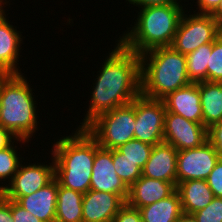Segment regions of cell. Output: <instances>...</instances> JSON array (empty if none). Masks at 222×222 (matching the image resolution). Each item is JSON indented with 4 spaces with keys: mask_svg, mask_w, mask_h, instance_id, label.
I'll return each mask as SVG.
<instances>
[{
    "mask_svg": "<svg viewBox=\"0 0 222 222\" xmlns=\"http://www.w3.org/2000/svg\"><path fill=\"white\" fill-rule=\"evenodd\" d=\"M116 42L97 71L99 74L94 75L90 105L77 128H85L97 116L131 103L141 94L140 56Z\"/></svg>",
    "mask_w": 222,
    "mask_h": 222,
    "instance_id": "obj_1",
    "label": "cell"
},
{
    "mask_svg": "<svg viewBox=\"0 0 222 222\" xmlns=\"http://www.w3.org/2000/svg\"><path fill=\"white\" fill-rule=\"evenodd\" d=\"M61 137L51 148L55 179L61 186L84 194L90 190L95 139L85 128H77L69 136Z\"/></svg>",
    "mask_w": 222,
    "mask_h": 222,
    "instance_id": "obj_2",
    "label": "cell"
},
{
    "mask_svg": "<svg viewBox=\"0 0 222 222\" xmlns=\"http://www.w3.org/2000/svg\"><path fill=\"white\" fill-rule=\"evenodd\" d=\"M183 7L185 6L157 5L139 8L134 25L117 40L138 55L157 47L171 46L185 12Z\"/></svg>",
    "mask_w": 222,
    "mask_h": 222,
    "instance_id": "obj_3",
    "label": "cell"
},
{
    "mask_svg": "<svg viewBox=\"0 0 222 222\" xmlns=\"http://www.w3.org/2000/svg\"><path fill=\"white\" fill-rule=\"evenodd\" d=\"M139 56L142 96L162 100L192 83L187 74L186 55L172 46L157 47Z\"/></svg>",
    "mask_w": 222,
    "mask_h": 222,
    "instance_id": "obj_4",
    "label": "cell"
},
{
    "mask_svg": "<svg viewBox=\"0 0 222 222\" xmlns=\"http://www.w3.org/2000/svg\"><path fill=\"white\" fill-rule=\"evenodd\" d=\"M23 75H0V126L17 138L31 141L39 128V116L33 86Z\"/></svg>",
    "mask_w": 222,
    "mask_h": 222,
    "instance_id": "obj_5",
    "label": "cell"
},
{
    "mask_svg": "<svg viewBox=\"0 0 222 222\" xmlns=\"http://www.w3.org/2000/svg\"><path fill=\"white\" fill-rule=\"evenodd\" d=\"M135 106L128 103L97 116L85 130L106 149H117L134 139Z\"/></svg>",
    "mask_w": 222,
    "mask_h": 222,
    "instance_id": "obj_6",
    "label": "cell"
},
{
    "mask_svg": "<svg viewBox=\"0 0 222 222\" xmlns=\"http://www.w3.org/2000/svg\"><path fill=\"white\" fill-rule=\"evenodd\" d=\"M183 13L175 34L172 47L187 55L199 46L213 43L220 35L219 25L211 15Z\"/></svg>",
    "mask_w": 222,
    "mask_h": 222,
    "instance_id": "obj_7",
    "label": "cell"
},
{
    "mask_svg": "<svg viewBox=\"0 0 222 222\" xmlns=\"http://www.w3.org/2000/svg\"><path fill=\"white\" fill-rule=\"evenodd\" d=\"M131 103L135 106L134 139L153 146L164 142L166 107L163 100L140 94Z\"/></svg>",
    "mask_w": 222,
    "mask_h": 222,
    "instance_id": "obj_8",
    "label": "cell"
},
{
    "mask_svg": "<svg viewBox=\"0 0 222 222\" xmlns=\"http://www.w3.org/2000/svg\"><path fill=\"white\" fill-rule=\"evenodd\" d=\"M51 163H20L17 173L8 185L0 184V193L7 199L16 201L19 197L30 195L47 186L55 179L54 158Z\"/></svg>",
    "mask_w": 222,
    "mask_h": 222,
    "instance_id": "obj_9",
    "label": "cell"
},
{
    "mask_svg": "<svg viewBox=\"0 0 222 222\" xmlns=\"http://www.w3.org/2000/svg\"><path fill=\"white\" fill-rule=\"evenodd\" d=\"M219 158L215 147L208 140L199 147L178 151L177 183L206 180Z\"/></svg>",
    "mask_w": 222,
    "mask_h": 222,
    "instance_id": "obj_10",
    "label": "cell"
},
{
    "mask_svg": "<svg viewBox=\"0 0 222 222\" xmlns=\"http://www.w3.org/2000/svg\"><path fill=\"white\" fill-rule=\"evenodd\" d=\"M208 129L203 123H196L184 117L167 112L164 121V142L178 151L193 149L208 140Z\"/></svg>",
    "mask_w": 222,
    "mask_h": 222,
    "instance_id": "obj_11",
    "label": "cell"
},
{
    "mask_svg": "<svg viewBox=\"0 0 222 222\" xmlns=\"http://www.w3.org/2000/svg\"><path fill=\"white\" fill-rule=\"evenodd\" d=\"M90 190L118 194L125 202L129 194V188L115 171L112 149L100 147L96 140Z\"/></svg>",
    "mask_w": 222,
    "mask_h": 222,
    "instance_id": "obj_12",
    "label": "cell"
},
{
    "mask_svg": "<svg viewBox=\"0 0 222 222\" xmlns=\"http://www.w3.org/2000/svg\"><path fill=\"white\" fill-rule=\"evenodd\" d=\"M5 12L6 9L0 10V75L22 74L18 66L19 56H22L20 55L22 32L10 24Z\"/></svg>",
    "mask_w": 222,
    "mask_h": 222,
    "instance_id": "obj_13",
    "label": "cell"
},
{
    "mask_svg": "<svg viewBox=\"0 0 222 222\" xmlns=\"http://www.w3.org/2000/svg\"><path fill=\"white\" fill-rule=\"evenodd\" d=\"M125 203L118 194L88 190L83 194V222H112Z\"/></svg>",
    "mask_w": 222,
    "mask_h": 222,
    "instance_id": "obj_14",
    "label": "cell"
},
{
    "mask_svg": "<svg viewBox=\"0 0 222 222\" xmlns=\"http://www.w3.org/2000/svg\"><path fill=\"white\" fill-rule=\"evenodd\" d=\"M178 150L166 142L153 146L149 159L142 168V176L167 182H177Z\"/></svg>",
    "mask_w": 222,
    "mask_h": 222,
    "instance_id": "obj_15",
    "label": "cell"
},
{
    "mask_svg": "<svg viewBox=\"0 0 222 222\" xmlns=\"http://www.w3.org/2000/svg\"><path fill=\"white\" fill-rule=\"evenodd\" d=\"M162 100L167 112L180 115L192 122L203 123L199 82L190 83L187 86L179 88L169 93Z\"/></svg>",
    "mask_w": 222,
    "mask_h": 222,
    "instance_id": "obj_16",
    "label": "cell"
},
{
    "mask_svg": "<svg viewBox=\"0 0 222 222\" xmlns=\"http://www.w3.org/2000/svg\"><path fill=\"white\" fill-rule=\"evenodd\" d=\"M177 182H167L141 176L129 187L126 203L133 208H141L158 202L176 191Z\"/></svg>",
    "mask_w": 222,
    "mask_h": 222,
    "instance_id": "obj_17",
    "label": "cell"
},
{
    "mask_svg": "<svg viewBox=\"0 0 222 222\" xmlns=\"http://www.w3.org/2000/svg\"><path fill=\"white\" fill-rule=\"evenodd\" d=\"M58 181L54 179L36 192L19 197L16 202L42 222H55Z\"/></svg>",
    "mask_w": 222,
    "mask_h": 222,
    "instance_id": "obj_18",
    "label": "cell"
},
{
    "mask_svg": "<svg viewBox=\"0 0 222 222\" xmlns=\"http://www.w3.org/2000/svg\"><path fill=\"white\" fill-rule=\"evenodd\" d=\"M182 212L193 214L205 208L213 200L214 193L206 180H187L176 185Z\"/></svg>",
    "mask_w": 222,
    "mask_h": 222,
    "instance_id": "obj_19",
    "label": "cell"
},
{
    "mask_svg": "<svg viewBox=\"0 0 222 222\" xmlns=\"http://www.w3.org/2000/svg\"><path fill=\"white\" fill-rule=\"evenodd\" d=\"M203 125L208 129L222 121V82H199Z\"/></svg>",
    "mask_w": 222,
    "mask_h": 222,
    "instance_id": "obj_20",
    "label": "cell"
},
{
    "mask_svg": "<svg viewBox=\"0 0 222 222\" xmlns=\"http://www.w3.org/2000/svg\"><path fill=\"white\" fill-rule=\"evenodd\" d=\"M139 210L143 222H176L183 213L177 191L169 197L141 207Z\"/></svg>",
    "mask_w": 222,
    "mask_h": 222,
    "instance_id": "obj_21",
    "label": "cell"
},
{
    "mask_svg": "<svg viewBox=\"0 0 222 222\" xmlns=\"http://www.w3.org/2000/svg\"><path fill=\"white\" fill-rule=\"evenodd\" d=\"M83 194L58 183L55 222H83Z\"/></svg>",
    "mask_w": 222,
    "mask_h": 222,
    "instance_id": "obj_22",
    "label": "cell"
},
{
    "mask_svg": "<svg viewBox=\"0 0 222 222\" xmlns=\"http://www.w3.org/2000/svg\"><path fill=\"white\" fill-rule=\"evenodd\" d=\"M211 52L212 43H207L186 55L187 74L192 83L207 81V65Z\"/></svg>",
    "mask_w": 222,
    "mask_h": 222,
    "instance_id": "obj_23",
    "label": "cell"
},
{
    "mask_svg": "<svg viewBox=\"0 0 222 222\" xmlns=\"http://www.w3.org/2000/svg\"><path fill=\"white\" fill-rule=\"evenodd\" d=\"M112 160L117 175L128 188L142 176V169L136 162L126 158L117 149H112Z\"/></svg>",
    "mask_w": 222,
    "mask_h": 222,
    "instance_id": "obj_24",
    "label": "cell"
},
{
    "mask_svg": "<svg viewBox=\"0 0 222 222\" xmlns=\"http://www.w3.org/2000/svg\"><path fill=\"white\" fill-rule=\"evenodd\" d=\"M16 143L14 145V142L4 149L0 150V183L6 184L12 180L14 175L17 173L18 167L22 161V158L24 160V157L17 154ZM21 156V158L19 157ZM8 179L7 183L6 180ZM3 181V182H2Z\"/></svg>",
    "mask_w": 222,
    "mask_h": 222,
    "instance_id": "obj_25",
    "label": "cell"
},
{
    "mask_svg": "<svg viewBox=\"0 0 222 222\" xmlns=\"http://www.w3.org/2000/svg\"><path fill=\"white\" fill-rule=\"evenodd\" d=\"M153 145L132 139L127 143L120 145L117 150L124 154L126 158L136 162L142 169L149 159Z\"/></svg>",
    "mask_w": 222,
    "mask_h": 222,
    "instance_id": "obj_26",
    "label": "cell"
},
{
    "mask_svg": "<svg viewBox=\"0 0 222 222\" xmlns=\"http://www.w3.org/2000/svg\"><path fill=\"white\" fill-rule=\"evenodd\" d=\"M207 81L222 82V36L219 35L212 43L207 65Z\"/></svg>",
    "mask_w": 222,
    "mask_h": 222,
    "instance_id": "obj_27",
    "label": "cell"
},
{
    "mask_svg": "<svg viewBox=\"0 0 222 222\" xmlns=\"http://www.w3.org/2000/svg\"><path fill=\"white\" fill-rule=\"evenodd\" d=\"M197 222H222V198L214 197L205 208L193 213Z\"/></svg>",
    "mask_w": 222,
    "mask_h": 222,
    "instance_id": "obj_28",
    "label": "cell"
},
{
    "mask_svg": "<svg viewBox=\"0 0 222 222\" xmlns=\"http://www.w3.org/2000/svg\"><path fill=\"white\" fill-rule=\"evenodd\" d=\"M206 181L214 196L222 198V158H219Z\"/></svg>",
    "mask_w": 222,
    "mask_h": 222,
    "instance_id": "obj_29",
    "label": "cell"
},
{
    "mask_svg": "<svg viewBox=\"0 0 222 222\" xmlns=\"http://www.w3.org/2000/svg\"><path fill=\"white\" fill-rule=\"evenodd\" d=\"M112 222H143L140 210L125 203L117 212Z\"/></svg>",
    "mask_w": 222,
    "mask_h": 222,
    "instance_id": "obj_30",
    "label": "cell"
},
{
    "mask_svg": "<svg viewBox=\"0 0 222 222\" xmlns=\"http://www.w3.org/2000/svg\"><path fill=\"white\" fill-rule=\"evenodd\" d=\"M11 214L13 222H42L39 218L13 200H11Z\"/></svg>",
    "mask_w": 222,
    "mask_h": 222,
    "instance_id": "obj_31",
    "label": "cell"
},
{
    "mask_svg": "<svg viewBox=\"0 0 222 222\" xmlns=\"http://www.w3.org/2000/svg\"><path fill=\"white\" fill-rule=\"evenodd\" d=\"M208 141L215 147L219 157L222 158V121L208 128Z\"/></svg>",
    "mask_w": 222,
    "mask_h": 222,
    "instance_id": "obj_32",
    "label": "cell"
},
{
    "mask_svg": "<svg viewBox=\"0 0 222 222\" xmlns=\"http://www.w3.org/2000/svg\"><path fill=\"white\" fill-rule=\"evenodd\" d=\"M20 142L25 144L26 142L29 143L28 140L17 138L10 130L3 128L0 126V150L6 147H9L13 142Z\"/></svg>",
    "mask_w": 222,
    "mask_h": 222,
    "instance_id": "obj_33",
    "label": "cell"
},
{
    "mask_svg": "<svg viewBox=\"0 0 222 222\" xmlns=\"http://www.w3.org/2000/svg\"><path fill=\"white\" fill-rule=\"evenodd\" d=\"M129 4L138 6V8H144L148 6H157V5H181L182 0H126Z\"/></svg>",
    "mask_w": 222,
    "mask_h": 222,
    "instance_id": "obj_34",
    "label": "cell"
},
{
    "mask_svg": "<svg viewBox=\"0 0 222 222\" xmlns=\"http://www.w3.org/2000/svg\"><path fill=\"white\" fill-rule=\"evenodd\" d=\"M197 10L193 13L210 15L221 0H196ZM197 11V12H196Z\"/></svg>",
    "mask_w": 222,
    "mask_h": 222,
    "instance_id": "obj_35",
    "label": "cell"
},
{
    "mask_svg": "<svg viewBox=\"0 0 222 222\" xmlns=\"http://www.w3.org/2000/svg\"><path fill=\"white\" fill-rule=\"evenodd\" d=\"M0 222H13L11 214V199L5 198L0 193Z\"/></svg>",
    "mask_w": 222,
    "mask_h": 222,
    "instance_id": "obj_36",
    "label": "cell"
},
{
    "mask_svg": "<svg viewBox=\"0 0 222 222\" xmlns=\"http://www.w3.org/2000/svg\"><path fill=\"white\" fill-rule=\"evenodd\" d=\"M210 15L216 20L219 26L222 24V0Z\"/></svg>",
    "mask_w": 222,
    "mask_h": 222,
    "instance_id": "obj_37",
    "label": "cell"
},
{
    "mask_svg": "<svg viewBox=\"0 0 222 222\" xmlns=\"http://www.w3.org/2000/svg\"><path fill=\"white\" fill-rule=\"evenodd\" d=\"M176 222H197L193 214L182 213Z\"/></svg>",
    "mask_w": 222,
    "mask_h": 222,
    "instance_id": "obj_38",
    "label": "cell"
},
{
    "mask_svg": "<svg viewBox=\"0 0 222 222\" xmlns=\"http://www.w3.org/2000/svg\"><path fill=\"white\" fill-rule=\"evenodd\" d=\"M8 0H0V10H4V8L8 5ZM7 4V5H6ZM3 5V6H2ZM5 5V6H4Z\"/></svg>",
    "mask_w": 222,
    "mask_h": 222,
    "instance_id": "obj_39",
    "label": "cell"
},
{
    "mask_svg": "<svg viewBox=\"0 0 222 222\" xmlns=\"http://www.w3.org/2000/svg\"><path fill=\"white\" fill-rule=\"evenodd\" d=\"M220 35L222 36V24L219 26Z\"/></svg>",
    "mask_w": 222,
    "mask_h": 222,
    "instance_id": "obj_40",
    "label": "cell"
}]
</instances>
